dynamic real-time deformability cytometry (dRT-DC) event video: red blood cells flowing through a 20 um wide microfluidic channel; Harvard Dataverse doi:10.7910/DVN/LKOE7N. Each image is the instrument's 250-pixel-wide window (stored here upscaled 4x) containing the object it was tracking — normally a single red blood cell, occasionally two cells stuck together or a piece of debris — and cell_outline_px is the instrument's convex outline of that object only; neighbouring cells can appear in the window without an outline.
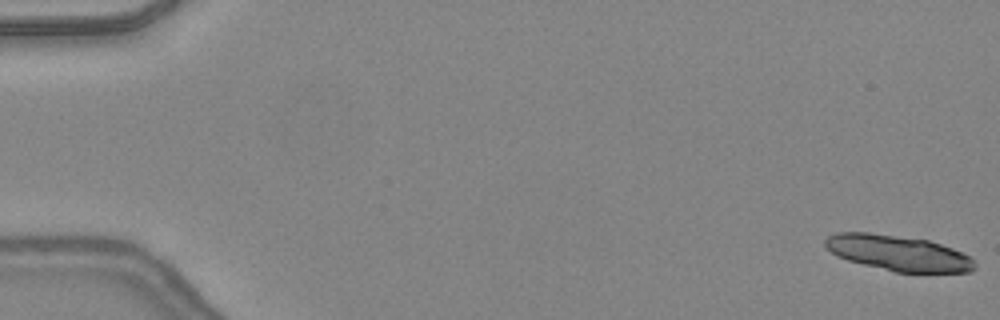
{"species": "common noctule bat (a hibernating species)", "species_latin": "Nyctalus noctula", "temperature_condition": "warm", "stored_images_in_passage": 12, "camera_frame_rate_fps": 3000, "um_per_image_px": 0.085, "animal": {"sex": "female", "body_mass_g": 24.6, "forearm_length_mm": 56.2}, "frame": {"image": 1, "passage_image": 1, "time_ms": 0.0, "image_size_px": [1000, 320], "cell_outline_px": [[976, 268], [968, 272], [896, 272], [848, 260], [836, 256], [824, 244], [824, 240], [828, 236], [836, 232], [868, 232], [928, 240], [952, 248], [968, 256], [976, 264]], "centroid_in_image_um": [76.32, 21.5], "position_along_channel_um": 8.7, "area_um2": 30.58}}